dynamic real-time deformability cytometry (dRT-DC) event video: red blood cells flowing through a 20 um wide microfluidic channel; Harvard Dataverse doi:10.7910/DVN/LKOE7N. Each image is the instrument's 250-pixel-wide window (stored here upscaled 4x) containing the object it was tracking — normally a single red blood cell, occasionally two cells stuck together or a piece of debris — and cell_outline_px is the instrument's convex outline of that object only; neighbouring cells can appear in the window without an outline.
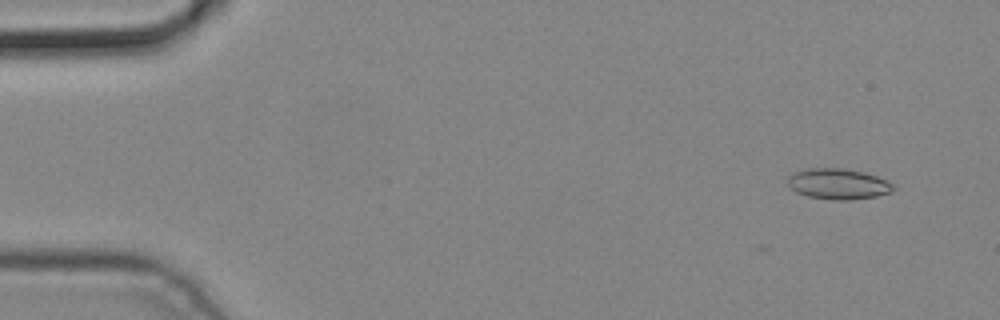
{"species": "common noctule bat (a hibernating species)", "species_latin": "Nyctalus noctula", "temperature_condition": "cold", "stored_images_in_passage": 4, "camera_frame_rate_fps": 3000, "um_per_image_px": 0.085, "animal": {"sex": "male", "body_mass_g": 19.2, "forearm_length_mm": 51.8}, "frame": {"image": 1, "passage_image": 1, "time_ms": 0.0, "image_size_px": [1000, 320], "cell_outline_px": [[896, 188], [892, 192], [876, 196], [848, 200], [832, 200], [808, 196], [796, 192], [788, 184], [788, 176], [796, 172], [808, 168], [844, 168], [864, 172], [888, 180]], "centroid_in_image_um": [71.27, 15.63], "position_along_channel_um": 13.7, "area_um2": 18.9}}